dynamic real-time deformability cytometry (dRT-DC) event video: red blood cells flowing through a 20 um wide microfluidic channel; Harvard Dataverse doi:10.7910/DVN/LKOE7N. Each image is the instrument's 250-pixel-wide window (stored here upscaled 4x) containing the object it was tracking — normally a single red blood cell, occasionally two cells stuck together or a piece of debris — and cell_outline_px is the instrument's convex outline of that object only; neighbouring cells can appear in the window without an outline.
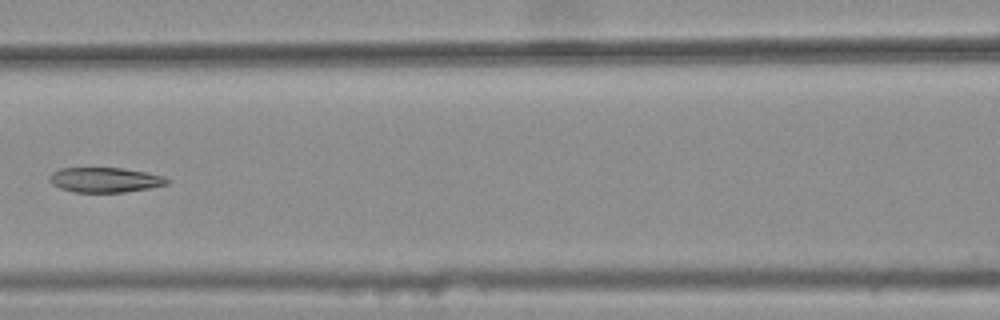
{"species": "common noctule bat (a hibernating species)", "species_latin": "Nyctalus noctula", "temperature_condition": "warm", "stored_images_in_passage": 6, "camera_frame_rate_fps": 3000, "um_per_image_px": 0.085, "animal": {"sex": "female", "body_mass_g": 25.1}, "frame": {"image": 1, "passage_image": 6, "time_ms": 1.667, "image_size_px": [1000, 320], "cell_outline_px": [[168, 184], [148, 188], [124, 192], [72, 192], [60, 188], [52, 184], [48, 180], [48, 176], [52, 172], [60, 168], [120, 168], [144, 172], [164, 176], [168, 180]], "centroid_in_image_um": [8.86, 15.29], "position_along_channel_um": 157.7, "area_um2": 16.99}}